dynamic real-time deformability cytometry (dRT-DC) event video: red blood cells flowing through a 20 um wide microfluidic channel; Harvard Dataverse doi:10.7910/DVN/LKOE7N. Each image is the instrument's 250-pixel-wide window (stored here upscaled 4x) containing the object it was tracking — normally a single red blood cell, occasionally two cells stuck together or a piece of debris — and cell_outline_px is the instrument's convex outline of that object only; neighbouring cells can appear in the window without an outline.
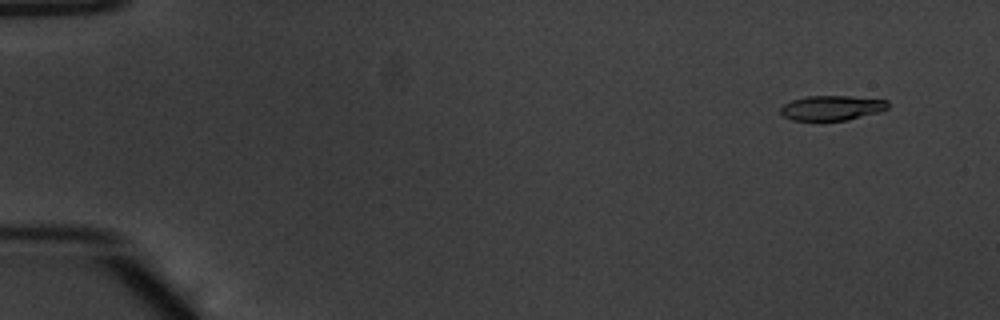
{"species": "common noctule bat (a hibernating species)", "species_latin": "Nyctalus noctula", "temperature_condition": "warm", "stored_images_in_passage": 54, "camera_frame_rate_fps": 3000, "um_per_image_px": 0.085, "animal": {"sex": "male", "body_mass_g": 20.1, "forearm_length_mm": 53.5}, "frame": {"image": 1, "passage_image": 5, "time_ms": 1.333, "image_size_px": [1000, 320], "cell_outline_px": [[888, 108], [880, 112], [848, 120], [820, 124], [792, 120], [784, 116], [780, 112], [780, 108], [784, 104], [792, 100], [804, 96], [852, 96], [888, 100]], "centroid_in_image_um": [70.67, 9.22], "position_along_channel_um": 14.3, "area_um2": 16.42}}
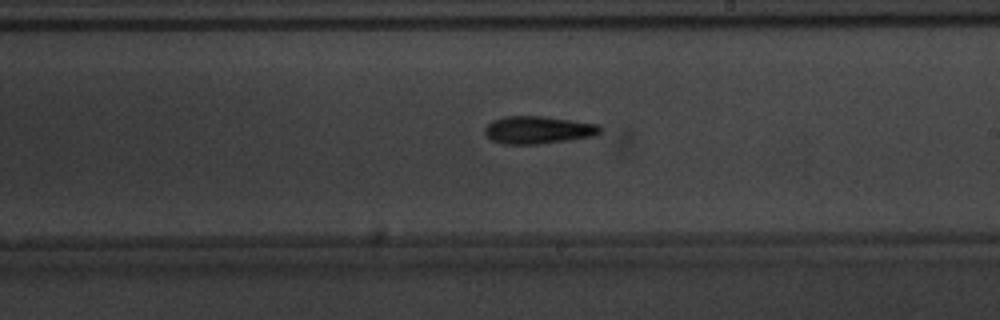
{"frame": {"image": 2, "passage_image": 33, "time_ms": 10.667, "image_size_px": [1000, 320], "cell_outline_px": [[604, 128], [596, 136], [536, 144], [504, 144], [492, 140], [484, 132], [484, 128], [492, 120], [504, 116], [544, 116], [600, 124]], "centroid_in_image_um": [45.77, 11.03], "position_along_channel_um": 243.2, "area_um2": 18.67}}
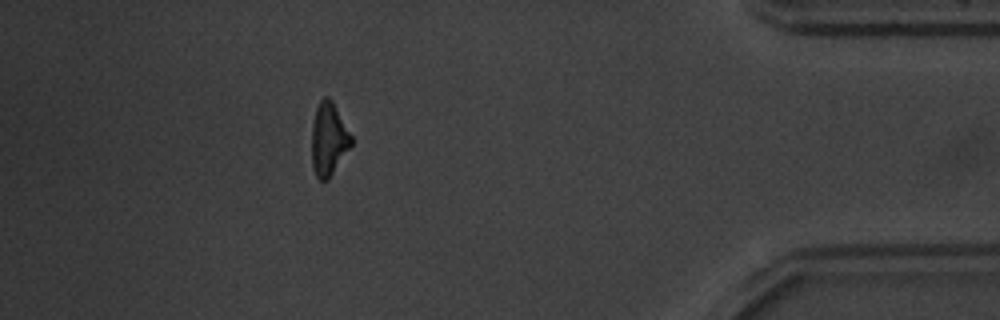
{"frame": {"image": 3, "passage_image": 49, "time_ms": 16.0, "image_size_px": [1000, 320], "cell_outline_px": [[352, 144], [328, 180], [320, 180], [316, 176], [312, 168], [312, 124], [316, 108], [320, 100], [324, 96], [328, 96], [332, 100], [352, 136]], "centroid_in_image_um": [27.92, 11.82], "position_along_channel_um": 407.3, "area_um2": 16.76}, "authors_computed_cell_mechanics": {"area_um2": 17.2244, "velocity_mm_per_s": 3.8731, "shape_relaxation_time_tau1_ms": 3.0047, "shape_relaxation_time_tau2_ms": 4.6025, "deformation_change_tau1": 0.1563, "deformation_change_tau2": 0.1628}}